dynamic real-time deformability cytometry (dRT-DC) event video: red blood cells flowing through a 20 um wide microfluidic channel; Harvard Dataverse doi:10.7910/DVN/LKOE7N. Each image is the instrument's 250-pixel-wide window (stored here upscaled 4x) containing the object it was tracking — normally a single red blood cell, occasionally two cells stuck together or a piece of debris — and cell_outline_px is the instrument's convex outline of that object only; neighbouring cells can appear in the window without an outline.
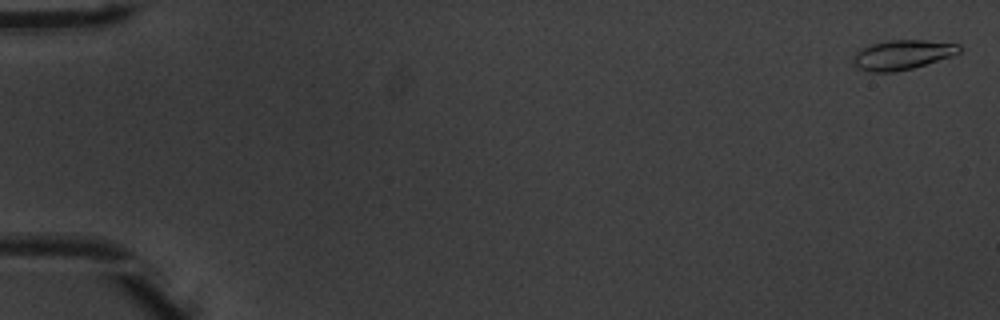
{"species": "common noctule bat (a hibernating species)", "species_latin": "Nyctalus noctula", "temperature_condition": "warm", "stored_images_in_passage": 53, "camera_frame_rate_fps": 3000, "um_per_image_px": 0.085, "animal": {"sex": "male", "body_mass_g": 20.1, "forearm_length_mm": 53.5}, "frame": {"image": 1, "passage_image": 2, "time_ms": 0.333, "image_size_px": [1000, 320], "cell_outline_px": [[960, 52], [952, 56], [912, 68], [896, 72], [872, 72], [856, 68], [852, 64], [856, 52], [872, 44], [888, 40], [924, 40], [960, 44]], "centroid_in_image_um": [76.69, 4.66], "position_along_channel_um": 8.3, "area_um2": 18.21}}
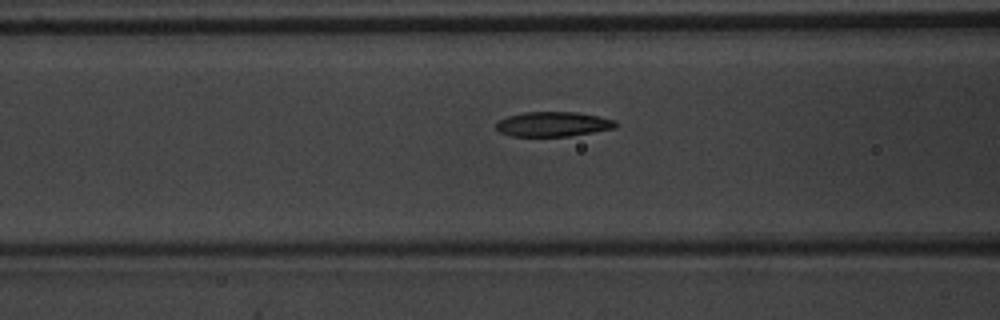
{"frame": {"image": 2, "passage_image": 23, "time_ms": 7.333, "image_size_px": [1000, 320], "cell_outline_px": [[620, 124], [616, 128], [568, 136], [512, 136], [500, 132], [496, 128], [496, 124], [500, 120], [508, 116], [524, 112], [576, 112], [616, 120]], "centroid_in_image_um": [47.04, 10.55], "position_along_channel_um": 119.6, "area_um2": 17.17}}
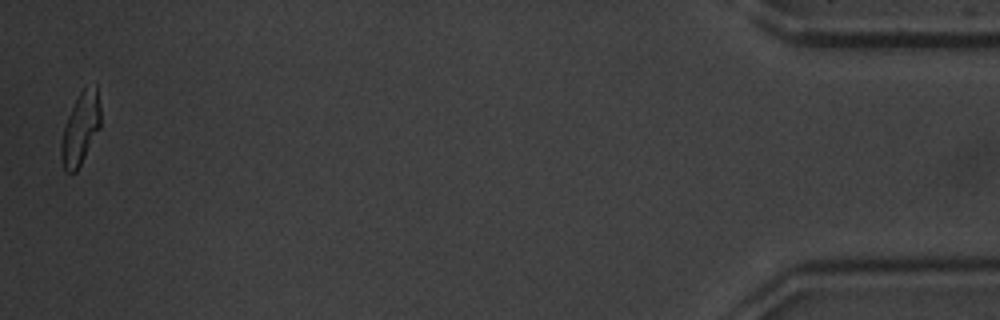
{"frame": {"image": 3, "passage_image": 53, "time_ms": 17.333, "image_size_px": [1000, 320], "cell_outline_px": [[100, 128], [76, 172], [64, 172], [60, 156], [60, 144], [64, 124], [80, 92], [84, 88], [96, 84], [100, 104]], "centroid_in_image_um": [6.82, 10.96], "position_along_channel_um": 428.4, "area_um2": 16.53}, "authors_computed_cell_mechanics": {"area_um2": 17.5712, "velocity_mm_per_s": 3.9229, "shape_relaxation_time_tau1_ms": 3.6288, "shape_relaxation_time_tau2_ms": 1.7414, "deformation_change_tau1": 0.1612, "deformation_change_tau2": 0.0789}}